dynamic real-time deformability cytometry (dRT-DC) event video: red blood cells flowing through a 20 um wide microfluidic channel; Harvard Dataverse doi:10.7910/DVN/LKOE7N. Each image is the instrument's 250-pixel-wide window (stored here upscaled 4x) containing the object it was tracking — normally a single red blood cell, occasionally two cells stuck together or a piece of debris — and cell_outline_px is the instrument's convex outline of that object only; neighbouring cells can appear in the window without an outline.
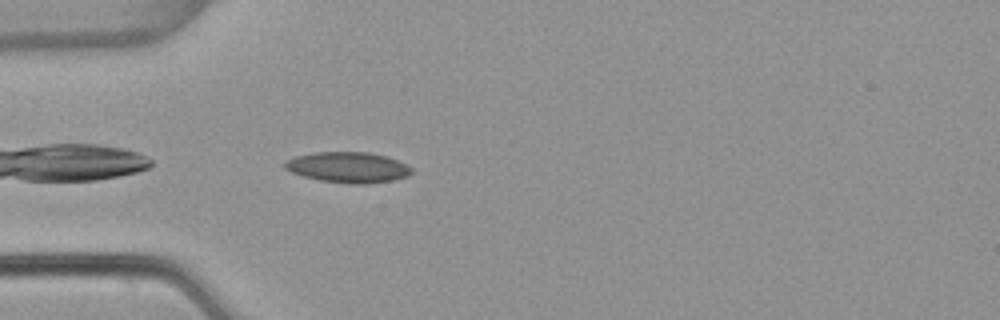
{"species": "common noctule bat (a hibernating species)", "species_latin": "Nyctalus noctula", "temperature_condition": "warm", "stored_images_in_passage": 40, "camera_frame_rate_fps": 3000, "um_per_image_px": 0.085, "animal": {"sex": "female", "body_mass_g": 22.7, "forearm_length_mm": 54.2}, "frame": {"image": 1, "passage_image": 2, "time_ms": 0.333, "image_size_px": [1000, 320], "cell_outline_px": [[412, 172], [408, 176], [392, 180], [364, 184], [352, 184], [320, 180], [304, 176], [292, 172], [284, 168], [284, 160], [296, 156], [312, 152], [368, 152], [388, 156], [412, 168]], "centroid_in_image_um": [29.56, 14.21], "position_along_channel_um": 55.4, "area_um2": 22.6}}
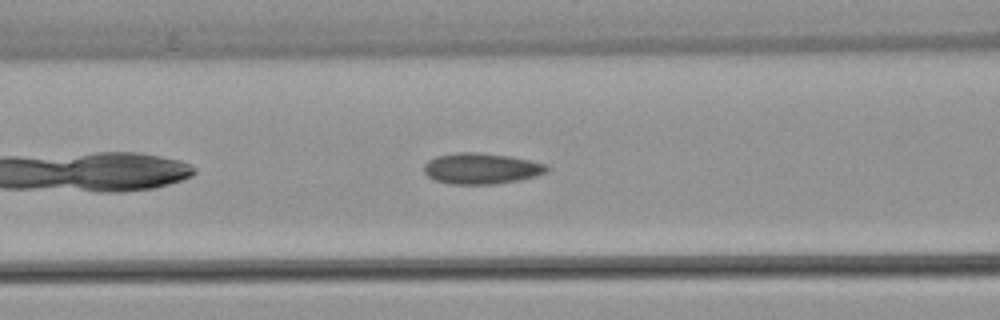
{"frame": {"image": 2, "passage_image": 8, "time_ms": 2.333, "image_size_px": [1000, 320], "cell_outline_px": [[548, 172], [536, 176], [520, 180], [496, 184], [452, 184], [436, 180], [428, 176], [424, 172], [424, 164], [428, 160], [436, 156], [460, 152], [476, 152], [512, 156], [548, 164]], "centroid_in_image_um": [40.95, 14.32], "position_along_channel_um": 125.7, "area_um2": 22.31}}
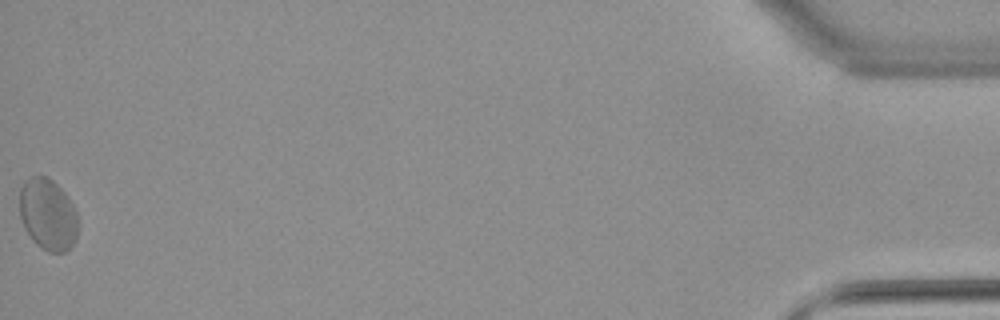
{"frame": {"image": 3, "passage_image": 40, "time_ms": 13.0, "image_size_px": [1000, 320], "cell_outline_px": [[76, 240], [64, 252], [48, 252], [40, 248], [32, 240], [24, 228], [20, 216], [20, 188], [24, 180], [28, 176], [48, 176], [68, 196], [76, 212]], "centroid_in_image_um": [4.03, 18.21], "position_along_channel_um": 431.2, "area_um2": 24.39}, "authors_computed_cell_mechanics": {"area_um2": 22.2819, "velocity_mm_per_s": 3.8138, "shape_relaxation_time_tau1_ms": null, "shape_relaxation_time_tau2_ms": 2.3261, "deformation_change_tau1": null, "deformation_change_tau2": 0.0939}}